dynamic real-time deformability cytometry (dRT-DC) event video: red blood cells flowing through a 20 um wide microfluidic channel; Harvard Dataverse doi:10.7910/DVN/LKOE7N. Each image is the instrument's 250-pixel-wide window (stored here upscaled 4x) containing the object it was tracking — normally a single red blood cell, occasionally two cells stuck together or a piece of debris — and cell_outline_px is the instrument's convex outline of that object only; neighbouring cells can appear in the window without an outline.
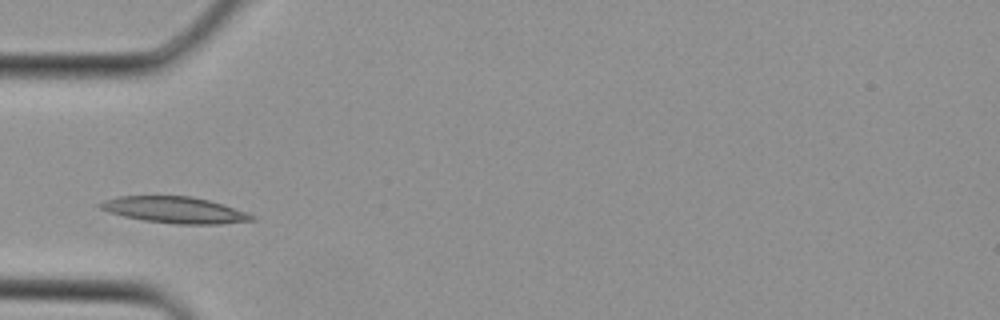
{"species": "Egyptian fruit bat (a non-hibernating species)", "species_latin": "Rousettus aegyptiacus", "temperature_condition": "cold", "stored_images_in_passage": 2, "camera_frame_rate_fps": 3000, "um_per_image_px": 0.085, "animal": {"sex": "female"}, "frame": {"image": 1, "passage_image": 2, "time_ms": 0.333, "image_size_px": [1000, 320], "cell_outline_px": [[256, 220], [216, 224], [176, 224], [144, 220], [124, 216], [108, 212], [100, 208], [96, 204], [104, 200], [116, 196], [192, 196], [224, 204], [248, 212], [256, 216]], "centroid_in_image_um": [14.87, 17.84], "position_along_channel_um": 70.1, "area_um2": 23.41}}